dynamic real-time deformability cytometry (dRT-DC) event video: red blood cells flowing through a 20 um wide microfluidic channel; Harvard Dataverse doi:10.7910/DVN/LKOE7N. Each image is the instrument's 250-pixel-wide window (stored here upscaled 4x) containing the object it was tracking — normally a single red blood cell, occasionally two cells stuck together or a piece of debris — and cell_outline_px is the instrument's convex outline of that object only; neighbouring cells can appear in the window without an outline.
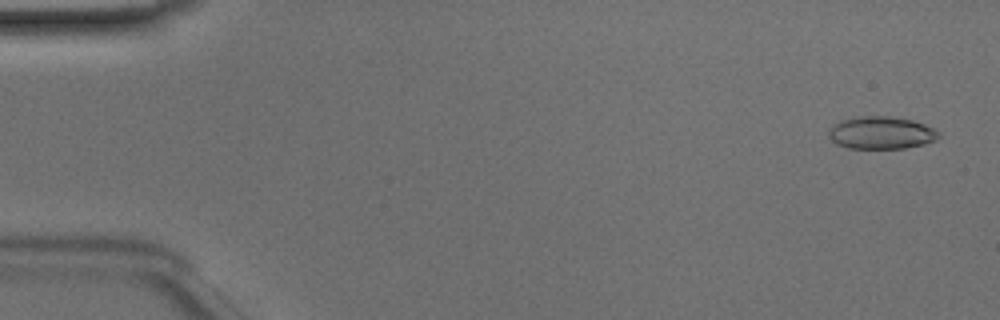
{"species": "Egyptian fruit bat (a non-hibernating species)", "species_latin": "Rousettus aegyptiacus", "temperature_condition": "room temperature", "stored_images_in_passage": 49, "camera_frame_rate_fps": 3000, "um_per_image_px": 0.085, "animal": {"sex": "male"}, "frame": {"image": 1, "passage_image": 2, "time_ms": 0.333, "image_size_px": [1000, 320], "cell_outline_px": [[940, 136], [936, 140], [924, 144], [904, 148], [848, 148], [836, 144], [828, 136], [828, 128], [840, 120], [852, 116], [892, 116], [912, 120], [924, 124], [940, 132]], "centroid_in_image_um": [74.87, 11.27], "position_along_channel_um": 10.1, "area_um2": 21.1}}
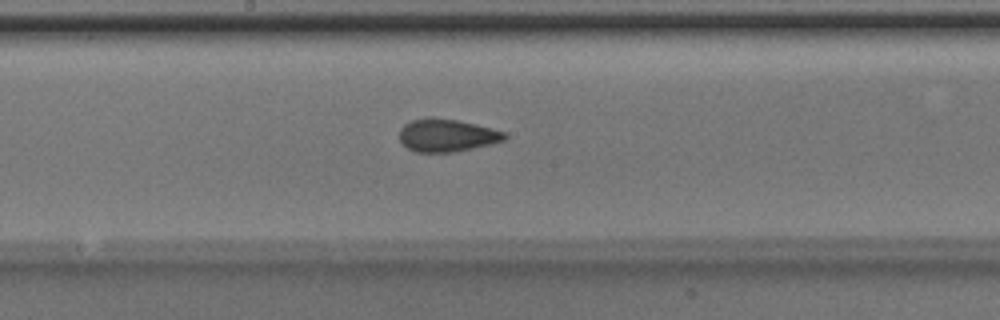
{"frame": {"image": 2, "passage_image": 26, "time_ms": 8.333, "image_size_px": [1000, 320], "cell_outline_px": [[508, 136], [504, 140], [456, 152], [416, 152], [408, 148], [400, 140], [400, 128], [404, 124], [412, 120], [428, 116], [432, 116], [456, 120], [476, 124], [492, 128], [504, 132]], "centroid_in_image_um": [37.96, 11.49], "position_along_channel_um": 210.2, "area_um2": 20.06}}
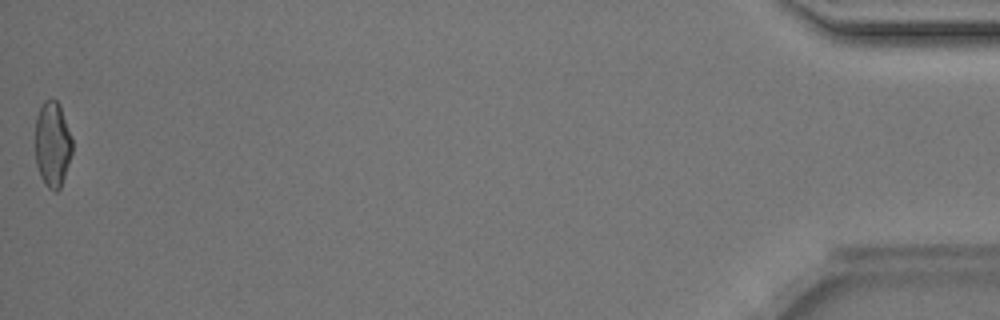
{"frame": {"image": 3, "passage_image": 49, "time_ms": 16.0, "image_size_px": [1000, 320], "cell_outline_px": [[72, 152], [60, 188], [56, 192], [48, 188], [44, 184], [40, 176], [36, 164], [36, 116], [44, 100], [56, 100], [60, 104], [72, 140]], "centroid_in_image_um": [4.45, 12.27], "position_along_channel_um": 430.7, "area_um2": 18.26}, "authors_computed_cell_mechanics": {"area_um2": 19.4786, "velocity_mm_per_s": 4.1421, "shape_relaxation_time_tau1_ms": 7.0401, "shape_relaxation_time_tau2_ms": 1.1825, "deformation_change_tau1": 0.1717, "deformation_change_tau2": 0.0508}}